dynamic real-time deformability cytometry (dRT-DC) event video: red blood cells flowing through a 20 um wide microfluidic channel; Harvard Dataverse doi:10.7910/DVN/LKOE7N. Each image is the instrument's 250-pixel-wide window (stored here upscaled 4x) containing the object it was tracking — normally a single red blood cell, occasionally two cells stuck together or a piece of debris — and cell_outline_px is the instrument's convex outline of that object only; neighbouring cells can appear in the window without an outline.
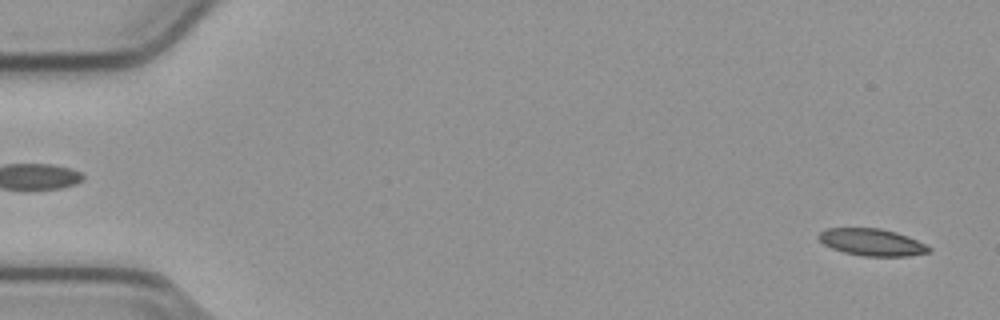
{"species": "common noctule bat (a hibernating species)", "species_latin": "Nyctalus noctula", "temperature_condition": "cold", "stored_images_in_passage": 54, "camera_frame_rate_fps": 3000, "um_per_image_px": 0.085, "animal": {"sex": "male", "body_mass_g": 23.1, "forearm_length_mm": 52.7}, "frame": {"image": 1, "passage_image": 2, "time_ms": 0.333, "image_size_px": [1000, 320], "cell_outline_px": [[932, 252], [908, 256], [864, 256], [844, 252], [832, 248], [824, 244], [816, 236], [824, 228], [880, 228], [896, 232], [908, 236], [932, 248]], "centroid_in_image_um": [74.11, 20.58], "position_along_channel_um": 10.9, "area_um2": 17.4}}
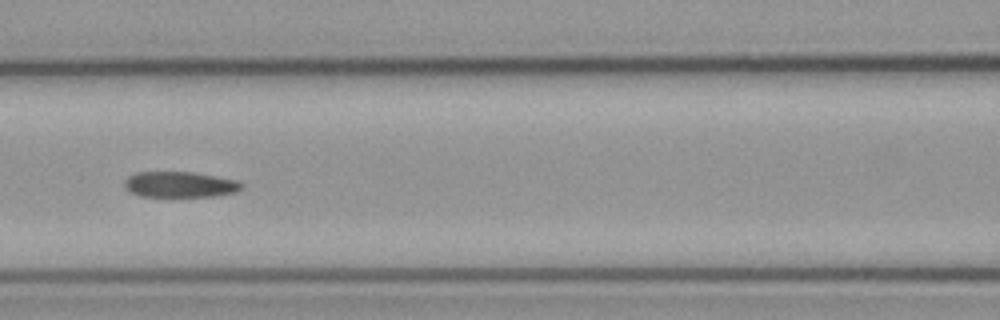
{"frame": {"image": 2, "passage_image": 24, "time_ms": 7.667, "image_size_px": [1000, 320], "cell_outline_px": [[244, 188], [236, 192], [216, 196], [140, 196], [128, 192], [124, 184], [124, 180], [128, 176], [136, 172], [192, 172], [216, 176], [236, 180], [244, 184]], "centroid_in_image_um": [15.29, 15.68], "position_along_channel_um": 151.3, "area_um2": 17.69}}
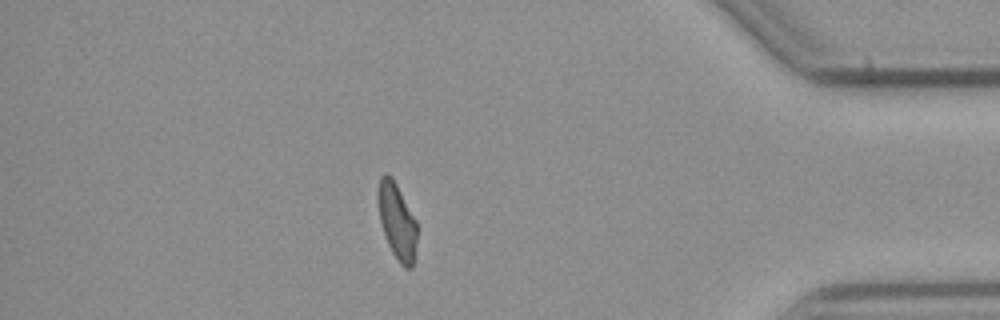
{"frame": {"image": 3, "passage_image": 47, "time_ms": 15.333, "image_size_px": [1000, 320], "cell_outline_px": [[416, 240], [412, 268], [404, 268], [400, 264], [392, 252], [388, 244], [380, 220], [380, 176], [384, 172], [392, 176], [416, 220]], "centroid_in_image_um": [33.77, 18.83], "position_along_channel_um": 401.4, "area_um2": 16.59}, "authors_computed_cell_mechanics": {"area_um2": 17.9469, "velocity_mm_per_s": 3.782, "shape_relaxation_time_tau1_ms": null, "shape_relaxation_time_tau2_ms": 3.2972, "deformation_change_tau1": null, "deformation_change_tau2": 0.1122}}